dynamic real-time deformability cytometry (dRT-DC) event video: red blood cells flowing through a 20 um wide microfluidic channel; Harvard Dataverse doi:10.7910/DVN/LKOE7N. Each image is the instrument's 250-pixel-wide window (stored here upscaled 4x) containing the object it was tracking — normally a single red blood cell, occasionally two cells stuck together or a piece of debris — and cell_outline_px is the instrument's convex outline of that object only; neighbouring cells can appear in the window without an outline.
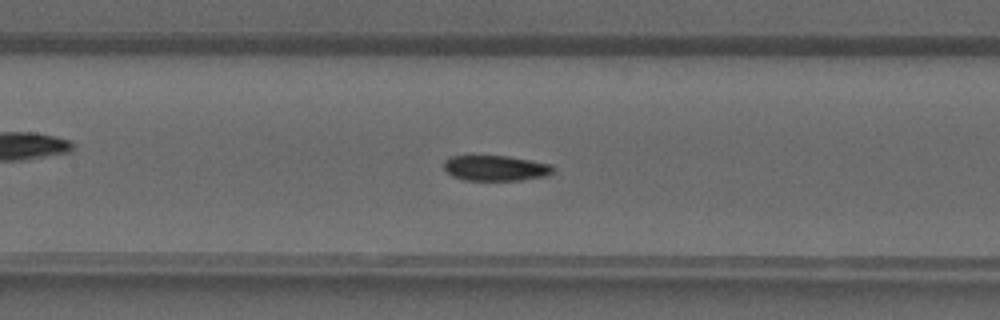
{"species": "common noctule bat (a hibernating species)", "species_latin": "Nyctalus noctula", "temperature_condition": "warm", "stored_images_in_passage": 41, "camera_frame_rate_fps": 3000, "um_per_image_px": 0.085, "animal": {"sex": "male", "forearm_length_mm": 52.5}, "frame": {"image": 1, "passage_image": 19, "time_ms": 6.0, "image_size_px": [1000, 320], "cell_outline_px": [[556, 168], [548, 176], [520, 180], [464, 180], [452, 176], [444, 168], [444, 160], [452, 156], [508, 156], [532, 160], [552, 164]], "centroid_in_image_um": [42.17, 14.29], "position_along_channel_um": 165.2, "area_um2": 16.3}}
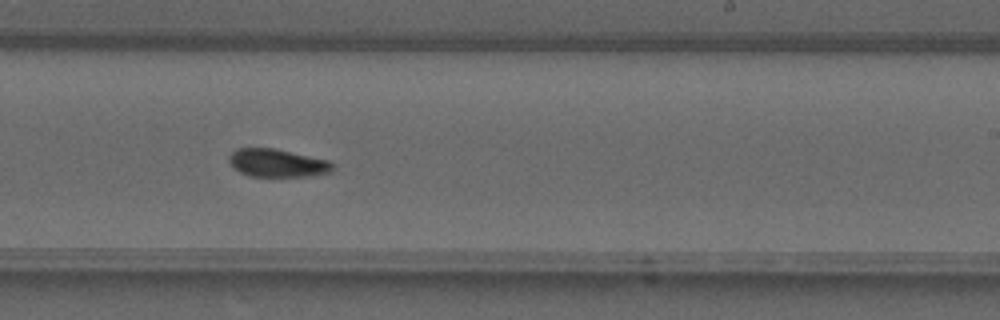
{"frame": {"image": 2, "passage_image": 25, "time_ms": 8.0, "image_size_px": [1000, 320], "cell_outline_px": [[332, 172], [312, 176], [252, 176], [240, 172], [228, 160], [228, 156], [236, 148], [276, 148], [328, 160], [332, 164]], "centroid_in_image_um": [23.58, 13.84], "position_along_channel_um": 265.4, "area_um2": 16.82}}
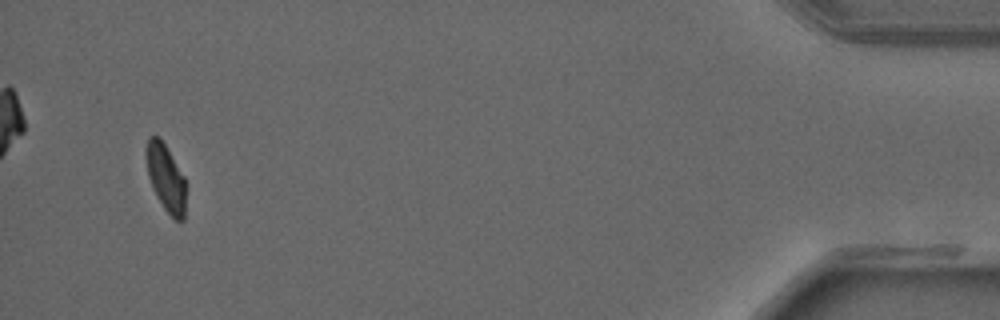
{"frame": {"image": 3, "passage_image": 39, "time_ms": 12.667, "image_size_px": [1000, 320], "cell_outline_px": [[184, 220], [176, 220], [164, 208], [156, 196], [152, 188], [148, 176], [144, 156], [144, 152], [148, 136], [160, 136], [184, 176]], "centroid_in_image_um": [14.03, 15.04], "position_along_channel_um": 421.2, "area_um2": 15.55}}